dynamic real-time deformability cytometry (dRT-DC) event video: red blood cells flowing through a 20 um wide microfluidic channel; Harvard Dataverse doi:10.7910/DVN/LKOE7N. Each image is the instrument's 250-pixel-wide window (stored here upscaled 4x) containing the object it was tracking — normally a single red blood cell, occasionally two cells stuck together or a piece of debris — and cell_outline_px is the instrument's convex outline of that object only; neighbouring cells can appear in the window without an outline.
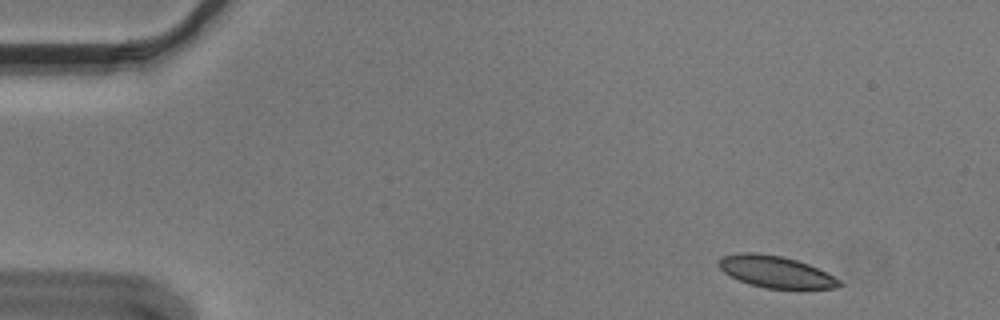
{"species": "Egyptian fruit bat (a non-hibernating species)", "species_latin": "Rousettus aegyptiacus", "temperature_condition": "cold", "stored_images_in_passage": 51, "camera_frame_rate_fps": 3000, "um_per_image_px": 0.085, "animal": {"sex": "male"}, "frame": {"image": 1, "passage_image": 2, "time_ms": 0.333, "image_size_px": [1000, 320], "cell_outline_px": [[844, 284], [840, 288], [764, 288], [748, 284], [724, 272], [716, 264], [724, 256], [740, 252], [756, 252], [780, 256], [796, 260], [808, 264], [840, 280]], "centroid_in_image_um": [65.92, 23.1], "position_along_channel_um": 19.1, "area_um2": 22.02}}
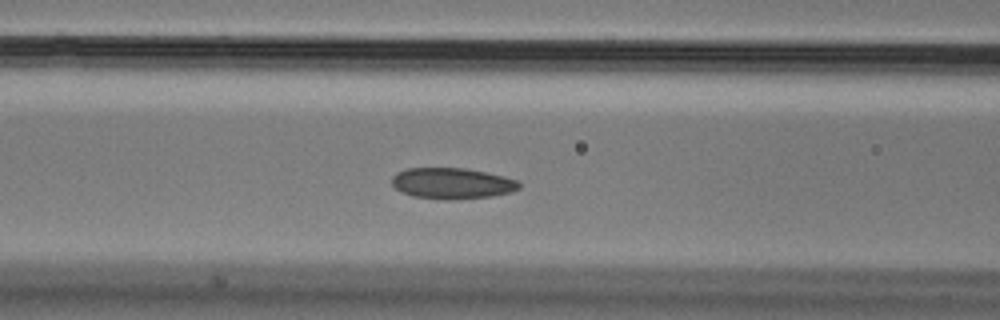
{"frame": {"image": 2, "passage_image": 19, "time_ms": 6.0, "image_size_px": [1000, 320], "cell_outline_px": [[520, 188], [512, 192], [492, 196], [452, 200], [440, 200], [412, 196], [400, 192], [392, 184], [392, 176], [396, 172], [408, 168], [464, 168], [504, 176], [516, 180], [520, 184]], "centroid_in_image_um": [38.4, 15.6], "position_along_channel_um": 128.2, "area_um2": 23.18}}
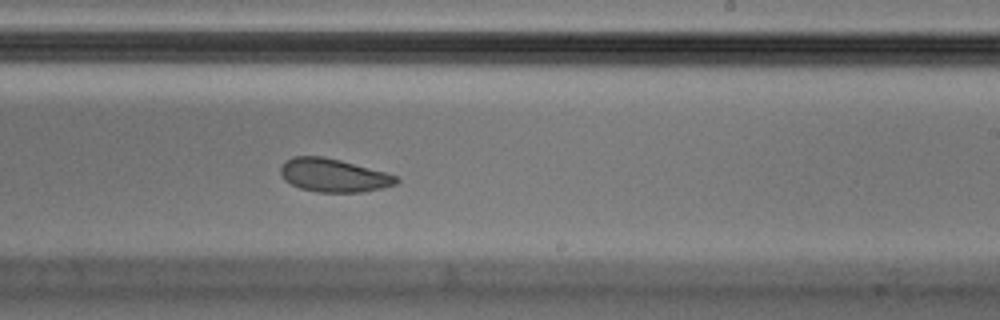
{"frame": {"image": 3, "passage_image": 30, "time_ms": 9.667, "image_size_px": [1000, 320], "cell_outline_px": [[400, 180], [396, 184], [380, 188], [360, 192], [320, 192], [300, 188], [284, 180], [280, 172], [280, 168], [284, 160], [292, 156], [324, 156], [340, 160], [400, 176]], "centroid_in_image_um": [28.34, 14.89], "position_along_channel_um": 260.7, "area_um2": 22.48}, "authors_computed_cell_mechanics": {"area_um2": 23.3512, "velocity_mm_per_s": 3.6169, "shape_relaxation_time_tau1_ms": 7.3874, "shape_relaxation_time_tau2_ms": 2.8447, "deformation_change_tau1": 0.1296, "deformation_change_tau2": 0.0765}}